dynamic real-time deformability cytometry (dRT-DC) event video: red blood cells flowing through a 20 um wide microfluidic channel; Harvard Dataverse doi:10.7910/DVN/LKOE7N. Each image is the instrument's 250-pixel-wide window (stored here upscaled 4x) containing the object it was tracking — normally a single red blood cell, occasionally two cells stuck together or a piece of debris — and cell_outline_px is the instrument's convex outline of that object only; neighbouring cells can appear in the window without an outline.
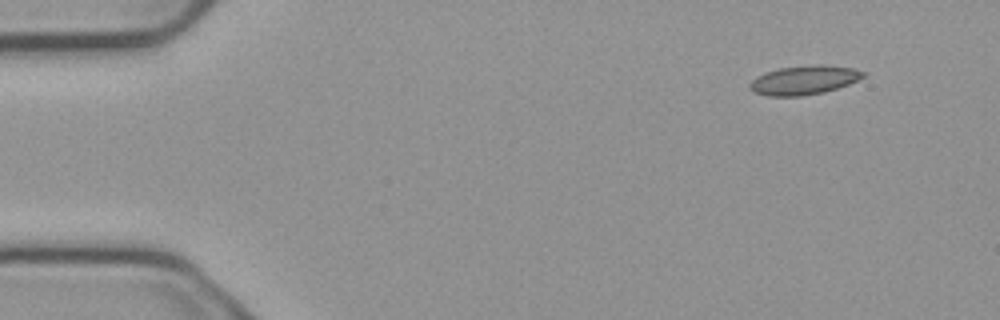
{"species": "common noctule bat (a hibernating species)", "species_latin": "Nyctalus noctula", "temperature_condition": "cold", "stored_images_in_passage": 4, "camera_frame_rate_fps": 3000, "um_per_image_px": 0.085, "animal": {"sex": "male", "body_mass_g": 23.1, "forearm_length_mm": 52.7}, "frame": {"image": 1, "passage_image": 1, "time_ms": 0.0, "image_size_px": [1000, 320], "cell_outline_px": [[864, 76], [848, 84], [824, 92], [800, 96], [768, 96], [752, 92], [748, 88], [748, 84], [756, 76], [764, 72], [780, 68], [816, 64], [820, 64], [852, 68], [864, 72]], "centroid_in_image_um": [68.26, 6.81], "position_along_channel_um": 16.7, "area_um2": 19.13}}